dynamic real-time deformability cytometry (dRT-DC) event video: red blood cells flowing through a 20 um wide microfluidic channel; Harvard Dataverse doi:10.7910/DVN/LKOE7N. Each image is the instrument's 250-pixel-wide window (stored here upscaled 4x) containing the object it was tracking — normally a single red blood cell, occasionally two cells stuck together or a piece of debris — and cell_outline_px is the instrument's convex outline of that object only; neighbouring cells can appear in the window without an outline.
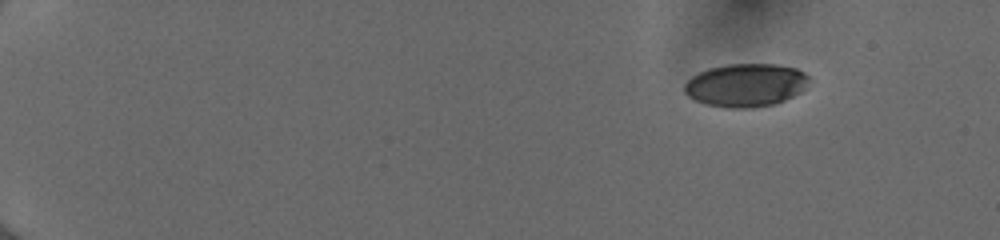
{"species": "human", "species_latin": "Homo sapiens", "temperature_condition": "cold", "stored_images_in_passage": 47, "camera_frame_rate_fps": 3000, "um_per_image_px": 0.085, "donor": {"sex": "female"}, "frame": {"image": 1, "passage_image": 1, "time_ms": 0.0, "image_size_px": [1000, 240], "cell_outline_px": [[808, 88], [784, 100], [772, 104], [748, 108], [728, 108], [704, 104], [688, 96], [684, 92], [684, 84], [692, 76], [708, 68], [728, 64], [776, 64], [796, 68], [804, 72], [808, 76]], "centroid_in_image_um": [63.39, 7.23], "position_along_channel_um": 21.6, "area_um2": 31.39}}
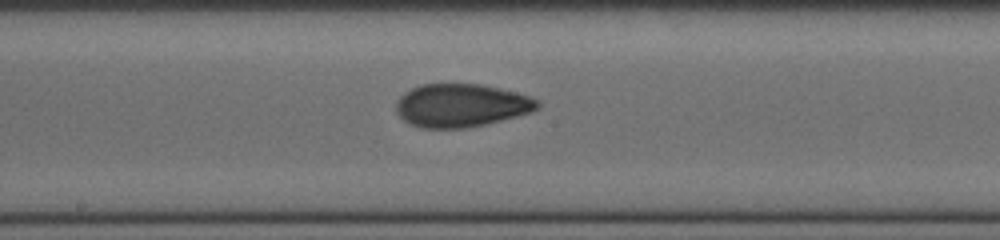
{"frame": {"image": 2, "passage_image": 26, "time_ms": 8.333, "image_size_px": [1000, 240], "cell_outline_px": [[540, 108], [532, 112], [488, 124], [464, 128], [420, 128], [408, 124], [396, 112], [396, 100], [404, 92], [412, 88], [424, 84], [480, 84], [500, 88], [516, 92], [540, 100]], "centroid_in_image_um": [39.21, 8.97], "position_along_channel_um": 209.0, "area_um2": 35.89}}
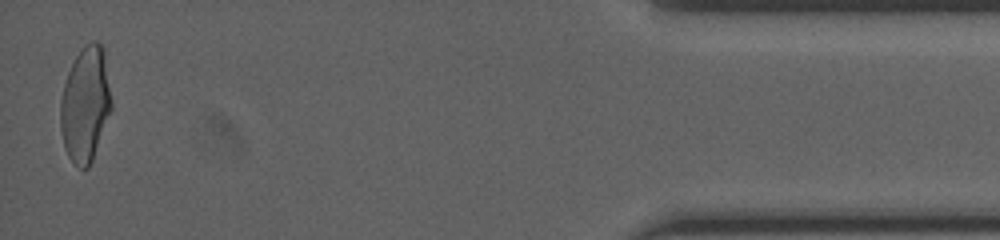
{"frame": {"image": 3, "passage_image": 47, "time_ms": 15.333, "image_size_px": [1000, 240], "cell_outline_px": [[112, 108], [92, 160], [88, 168], [80, 168], [68, 156], [64, 148], [60, 128], [60, 100], [64, 84], [68, 72], [76, 56], [92, 40], [96, 40], [104, 48], [112, 104]], "centroid_in_image_um": [7.25, 8.87], "position_along_channel_um": 427.9, "area_um2": 33.99}, "authors_computed_cell_mechanics": {"area_um2": 34.3332, "velocity_mm_per_s": 4.0428, "shape_relaxation_time_tau1_ms": 8.5635, "shape_relaxation_time_tau2_ms": 1.323, "deformation_change_tau1": 0.2072, "deformation_change_tau2": 0.0613}}